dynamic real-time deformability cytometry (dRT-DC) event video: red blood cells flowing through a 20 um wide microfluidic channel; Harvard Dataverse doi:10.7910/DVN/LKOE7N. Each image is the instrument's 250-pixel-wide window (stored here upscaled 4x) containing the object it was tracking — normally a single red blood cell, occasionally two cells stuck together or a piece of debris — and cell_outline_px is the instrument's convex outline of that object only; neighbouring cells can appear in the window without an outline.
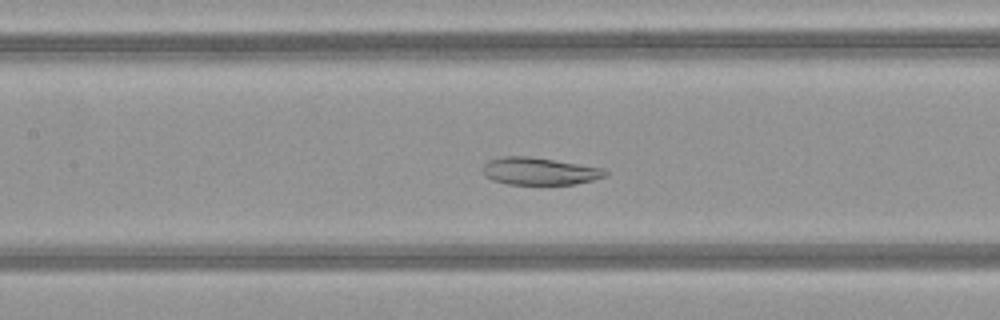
{"species": "common noctule bat (a hibernating species)", "species_latin": "Nyctalus noctula", "temperature_condition": "warm", "stored_images_in_passage": 38, "camera_frame_rate_fps": 3000, "um_per_image_px": 0.085, "animal": {"sex": "female", "body_mass_g": 21.9}, "frame": {"image": 1, "passage_image": 14, "time_ms": 4.333, "image_size_px": [1000, 320], "cell_outline_px": [[608, 176], [576, 184], [508, 184], [492, 180], [484, 176], [484, 164], [488, 160], [504, 156], [528, 156], [604, 168], [608, 172]], "centroid_in_image_um": [45.86, 14.55], "position_along_channel_um": 161.5, "area_um2": 19.48}}
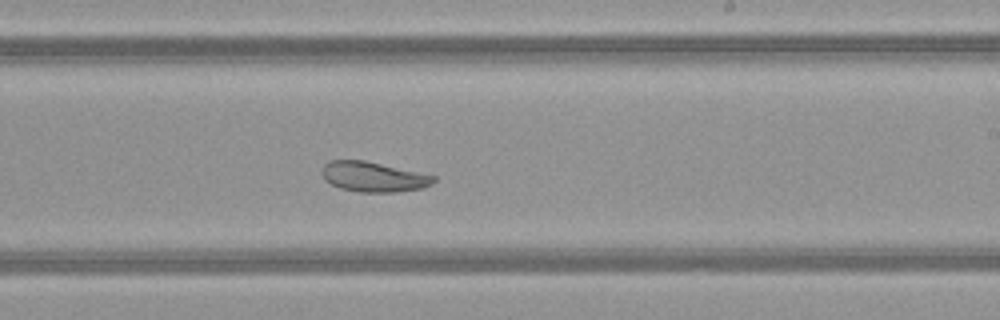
{"frame": {"image": 2, "passage_image": 21, "time_ms": 6.667, "image_size_px": [1000, 320], "cell_outline_px": [[436, 180], [432, 184], [424, 188], [396, 192], [360, 192], [340, 188], [324, 180], [320, 172], [320, 168], [328, 160], [364, 160], [436, 176]], "centroid_in_image_um": [31.71, 15.03], "position_along_channel_um": 257.3, "area_um2": 19.71}}
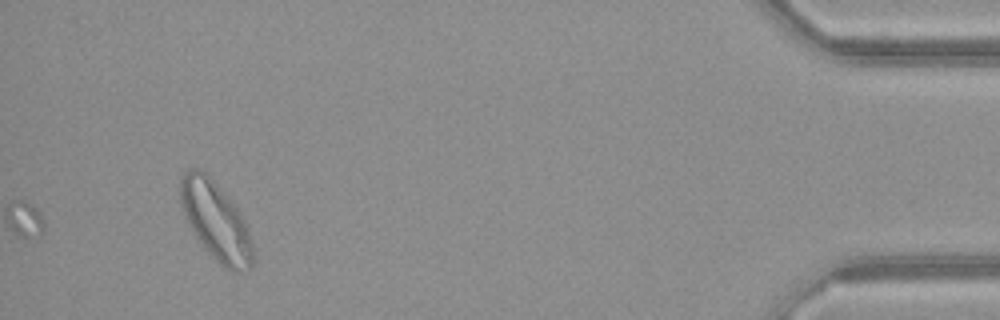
{"frame": {"image": 3, "passage_image": 38, "time_ms": 12.333, "image_size_px": [1000, 320], "cell_outline_px": [[252, 264], [248, 268], [240, 272], [228, 272], [208, 252], [196, 236], [184, 216], [180, 204], [180, 180], [184, 172], [192, 168], [200, 168], [212, 180], [240, 212], [244, 220], [252, 244]], "centroid_in_image_um": [18.31, 18.8], "position_along_channel_um": 416.9, "area_um2": 32.54}, "authors_computed_cell_mechanics": {"area_um2": 20.0855, "velocity_mm_per_s": 4.1155, "shape_relaxation_time_tau1_ms": null, "shape_relaxation_time_tau2_ms": 2.8341, "deformation_change_tau1": null, "deformation_change_tau2": 0.0638}}